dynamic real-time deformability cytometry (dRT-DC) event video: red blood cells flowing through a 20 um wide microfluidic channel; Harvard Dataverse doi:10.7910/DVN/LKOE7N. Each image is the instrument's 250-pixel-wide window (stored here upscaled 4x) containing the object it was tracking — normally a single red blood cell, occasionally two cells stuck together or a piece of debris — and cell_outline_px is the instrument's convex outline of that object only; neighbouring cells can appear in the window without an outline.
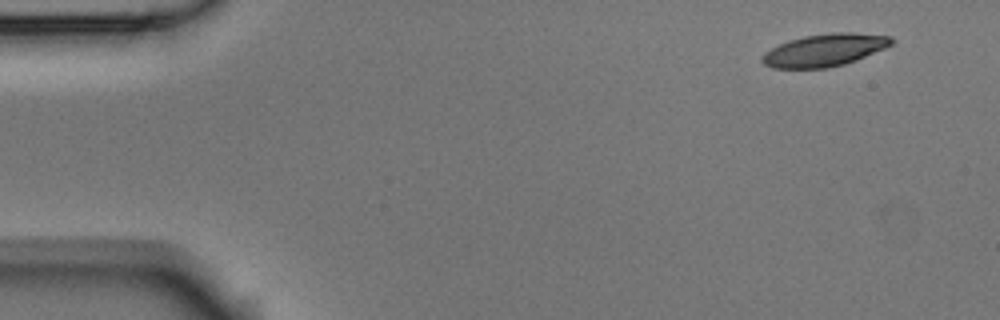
{"species": "Egyptian fruit bat (a non-hibernating species)", "species_latin": "Rousettus aegyptiacus", "temperature_condition": "room temperature", "stored_images_in_passage": 4, "camera_frame_rate_fps": 3000, "um_per_image_px": 0.085, "animal": {"sex": "male"}, "frame": {"image": 1, "passage_image": 1, "time_ms": 0.0, "image_size_px": [1000, 320], "cell_outline_px": [[896, 40], [892, 44], [884, 48], [856, 60], [844, 64], [828, 68], [772, 68], [764, 64], [760, 60], [764, 52], [780, 44], [804, 36], [832, 32], [852, 32], [892, 36]], "centroid_in_image_um": [70.11, 4.26], "position_along_channel_um": 14.9, "area_um2": 24.39}}